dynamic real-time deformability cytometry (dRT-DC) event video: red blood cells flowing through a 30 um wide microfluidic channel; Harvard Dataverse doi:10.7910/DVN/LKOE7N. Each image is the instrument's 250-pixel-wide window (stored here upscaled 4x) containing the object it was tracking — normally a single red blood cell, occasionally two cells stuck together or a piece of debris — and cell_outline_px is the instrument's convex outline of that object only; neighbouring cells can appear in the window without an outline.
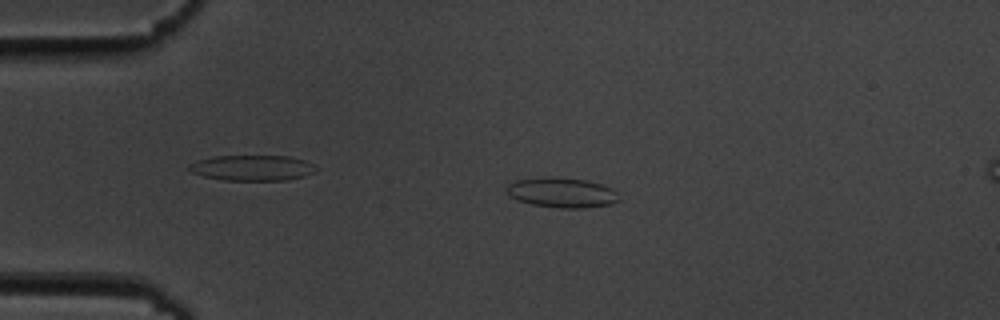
{"species": "common noctule bat (a hibernating species)", "species_latin": "Nyctalus noctula", "temperature_condition": "cold", "stored_images_in_passage": 55, "camera_frame_rate_fps": 3000, "um_per_image_px": 0.085, "animal": {"sex": "male", "body_mass_g": 19.5, "forearm_length_mm": 54.6}, "frame": {"image": 1, "passage_image": 12, "time_ms": 3.667, "image_size_px": [1000, 320], "cell_outline_px": [[620, 200], [612, 204], [584, 208], [560, 208], [532, 204], [508, 196], [504, 188], [508, 184], [516, 180], [548, 176], [552, 176], [588, 180], [604, 184], [612, 188], [616, 192]], "centroid_in_image_um": [47.76, 16.35], "position_along_channel_um": 37.2, "area_um2": 19.94}}
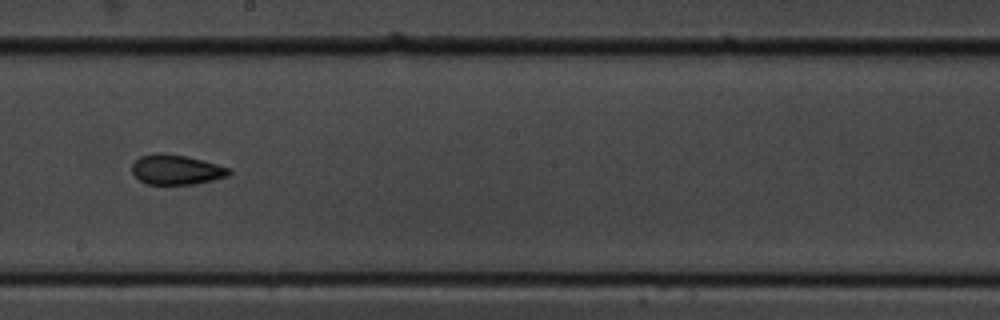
{"frame": {"image": 2, "passage_image": 31, "time_ms": 10.0, "image_size_px": [1000, 320], "cell_outline_px": [[232, 172], [228, 176], [212, 180], [192, 184], [148, 184], [140, 180], [132, 172], [132, 164], [140, 156], [156, 152], [160, 152], [188, 156], [216, 164], [228, 168]], "centroid_in_image_um": [14.96, 14.4], "position_along_channel_um": 233.2, "area_um2": 16.82}}
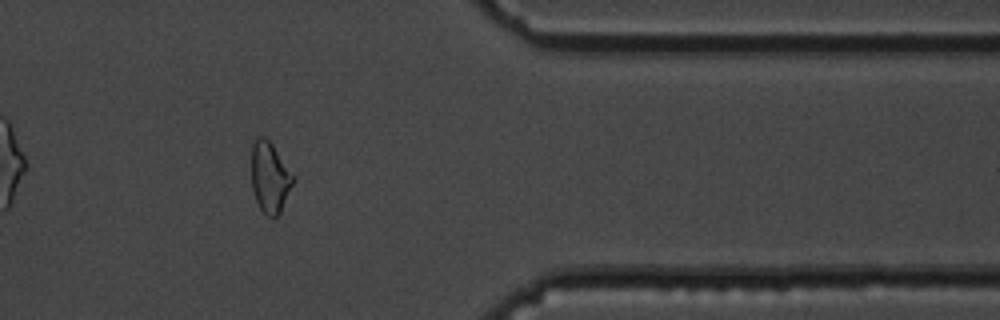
{"frame": {"image": 3, "passage_image": 45, "time_ms": 14.667, "image_size_px": [1000, 320], "cell_outline_px": [[296, 180], [280, 212], [272, 220], [260, 208], [256, 200], [252, 188], [252, 144], [256, 136], [264, 136], [272, 144], [296, 176]], "centroid_in_image_um": [22.97, 15.07], "position_along_channel_um": 388.4, "area_um2": 17.46}, "authors_computed_cell_mechanics": {"area_um2": 18.207, "velocity_mm_per_s": 3.6591, "shape_relaxation_time_tau1_ms": null, "shape_relaxation_time_tau2_ms": 2.5037, "deformation_change_tau1": null, "deformation_change_tau2": 0.0889}}